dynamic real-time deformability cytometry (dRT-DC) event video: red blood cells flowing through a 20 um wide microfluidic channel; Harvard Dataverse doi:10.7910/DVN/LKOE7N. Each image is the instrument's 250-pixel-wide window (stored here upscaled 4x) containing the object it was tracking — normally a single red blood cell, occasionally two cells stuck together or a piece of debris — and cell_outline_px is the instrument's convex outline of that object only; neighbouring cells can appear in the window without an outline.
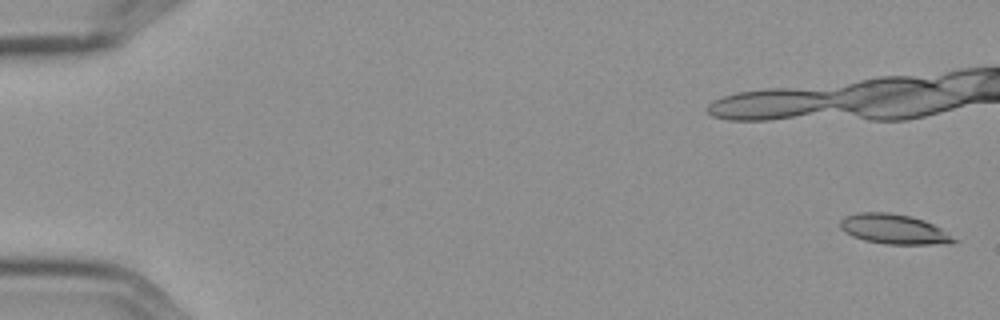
{"species": "Egyptian fruit bat (a non-hibernating species)", "species_latin": "Rousettus aegyptiacus", "temperature_condition": "cold", "stored_images_in_passage": 9, "camera_frame_rate_fps": 3000, "um_per_image_px": 0.085, "frame": {"image": 1, "passage_image": 1, "time_ms": 0.0, "image_size_px": [1000, 320], "cell_outline_px": [[960, 240], [948, 244], [884, 244], [864, 240], [852, 236], [844, 232], [840, 228], [840, 220], [844, 216], [856, 212], [888, 212], [912, 216], [924, 220], [940, 228]], "centroid_in_image_um": [75.97, 19.47], "position_along_channel_um": 9.0, "area_um2": 20.0}}